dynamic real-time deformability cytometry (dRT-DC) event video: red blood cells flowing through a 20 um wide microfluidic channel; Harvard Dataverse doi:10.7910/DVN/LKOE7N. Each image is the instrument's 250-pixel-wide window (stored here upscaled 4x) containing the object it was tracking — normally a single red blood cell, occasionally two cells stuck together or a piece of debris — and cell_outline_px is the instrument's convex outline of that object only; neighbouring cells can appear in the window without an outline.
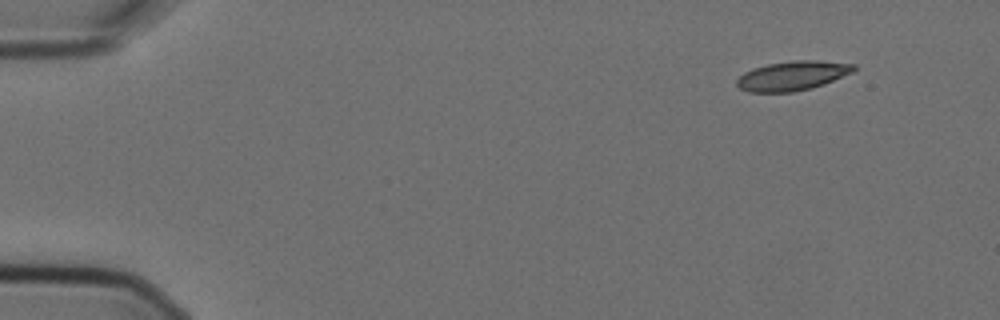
{"species": "Egyptian fruit bat (a non-hibernating species)", "species_latin": "Rousettus aegyptiacus", "temperature_condition": "cold", "stored_images_in_passage": 5, "camera_frame_rate_fps": 3000, "um_per_image_px": 0.085, "animal": {"sex": "female"}, "frame": {"image": 1, "passage_image": 1, "time_ms": 0.0, "image_size_px": [1000, 320], "cell_outline_px": [[856, 68], [852, 72], [824, 84], [812, 88], [792, 92], [748, 92], [740, 88], [736, 84], [736, 80], [744, 72], [752, 68], [768, 64], [796, 60], [816, 60], [856, 64]], "centroid_in_image_um": [67.35, 6.44], "position_along_channel_um": 17.7, "area_um2": 20.0}}
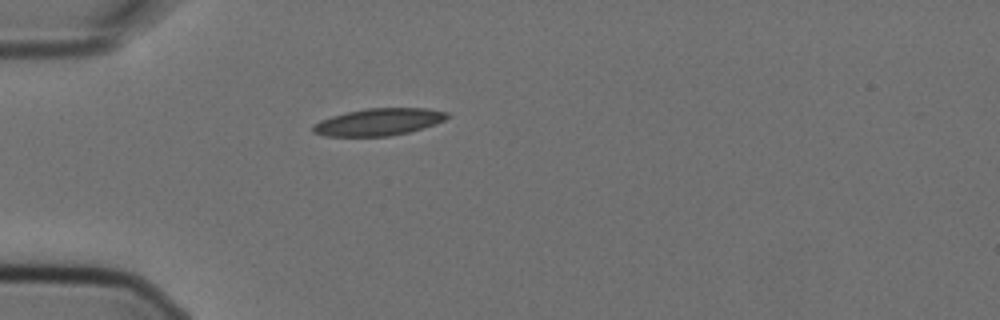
{"frame": {"image": 2, "passage_image": 4, "time_ms": 1.0, "image_size_px": [1000, 320], "cell_outline_px": [[448, 116], [444, 120], [436, 124], [424, 128], [408, 132], [388, 136], [324, 136], [312, 132], [312, 124], [320, 120], [332, 116], [348, 112], [368, 108], [428, 108], [448, 112]], "centroid_in_image_um": [32.18, 10.37], "position_along_channel_um": 52.8, "area_um2": 21.21}}